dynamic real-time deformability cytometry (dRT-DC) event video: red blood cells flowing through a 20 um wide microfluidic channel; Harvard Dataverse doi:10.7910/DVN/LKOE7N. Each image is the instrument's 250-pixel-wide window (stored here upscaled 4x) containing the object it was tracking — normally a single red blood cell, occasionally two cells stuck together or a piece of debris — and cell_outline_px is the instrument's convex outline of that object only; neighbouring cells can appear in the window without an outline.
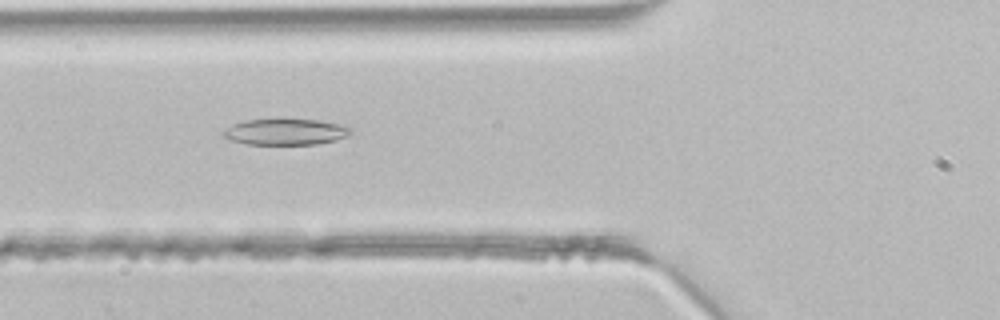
{"species": "common noctule bat (a hibernating species)", "species_latin": "Nyctalus noctula", "temperature_condition": "room temperature", "stored_images_in_passage": 32, "camera_frame_rate_fps": 3000, "um_per_image_px": 0.085, "animal": {"sex": "male", "body_mass_g": 21.5, "forearm_length_mm": 52.0}, "frame": {"image": 1, "passage_image": 4, "time_ms": 1.0, "image_size_px": [1000, 320], "cell_outline_px": [[352, 132], [336, 140], [316, 144], [248, 144], [228, 140], [224, 136], [224, 132], [232, 124], [244, 120], [280, 116], [320, 120], [344, 124], [352, 128]], "centroid_in_image_um": [24.28, 11.15], "position_along_channel_um": 101.5, "area_um2": 20.29}}
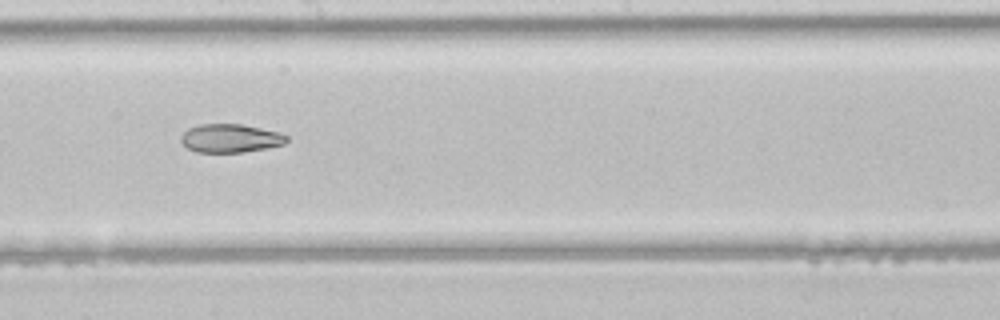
{"frame": {"image": 2, "passage_image": 12, "time_ms": 3.667, "image_size_px": [1000, 320], "cell_outline_px": [[288, 140], [284, 144], [268, 148], [240, 152], [196, 152], [188, 148], [180, 140], [180, 136], [188, 128], [200, 124], [240, 124], [280, 132], [288, 136]], "centroid_in_image_um": [19.59, 11.75], "position_along_channel_um": 228.6, "area_um2": 17.51}}
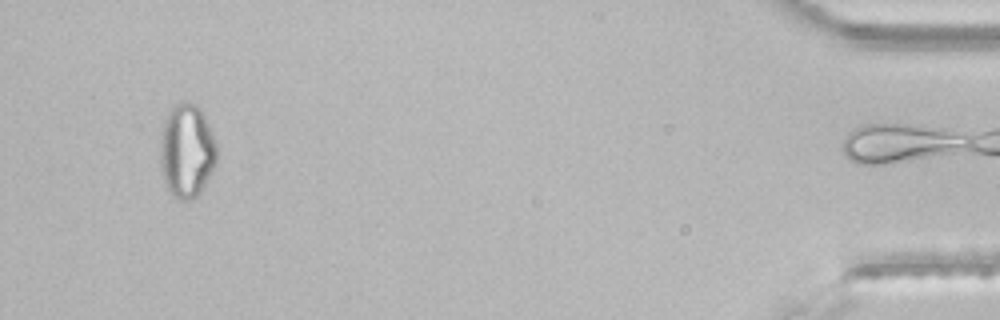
{"frame": {"image": 3, "passage_image": 29, "time_ms": 9.333, "image_size_px": [1000, 320], "cell_outline_px": [[216, 164], [200, 192], [192, 200], [176, 200], [172, 196], [164, 180], [160, 164], [160, 144], [164, 120], [168, 112], [180, 100], [188, 100], [196, 104], [200, 108], [216, 140]], "centroid_in_image_um": [15.87, 12.81], "position_along_channel_um": 419.3, "area_um2": 31.15}}